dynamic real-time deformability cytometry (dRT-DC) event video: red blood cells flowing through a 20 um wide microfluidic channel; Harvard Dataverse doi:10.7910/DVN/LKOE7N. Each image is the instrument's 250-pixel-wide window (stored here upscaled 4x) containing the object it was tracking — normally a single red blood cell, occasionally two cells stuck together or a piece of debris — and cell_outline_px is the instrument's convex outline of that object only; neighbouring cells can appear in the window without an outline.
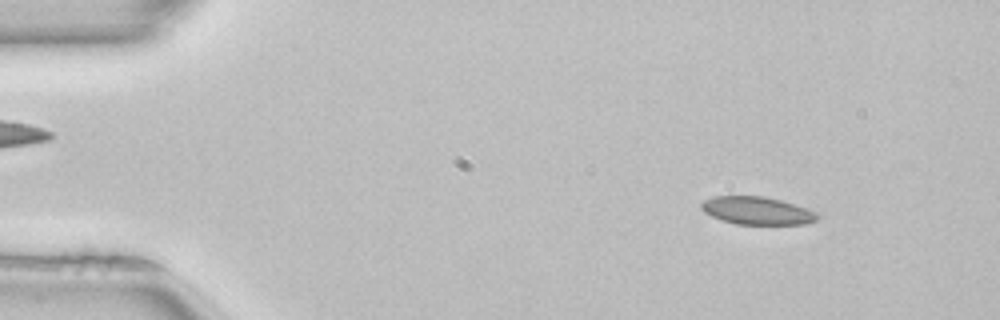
{"species": "common noctule bat (a hibernating species)", "species_latin": "Nyctalus noctula", "temperature_condition": "room temperature", "stored_images_in_passage": 51, "camera_frame_rate_fps": 3000, "um_per_image_px": 0.085, "animal": {"sex": "female", "body_mass_g": 22.7, "forearm_length_mm": 54.2}, "frame": {"image": 1, "passage_image": 6, "time_ms": 1.667, "image_size_px": [1000, 320], "cell_outline_px": [[820, 216], [816, 220], [804, 224], [736, 224], [712, 216], [704, 212], [700, 208], [700, 204], [704, 200], [712, 196], [764, 196], [780, 200], [816, 212]], "centroid_in_image_um": [64.31, 17.9], "position_along_channel_um": 20.7, "area_um2": 18.61}}
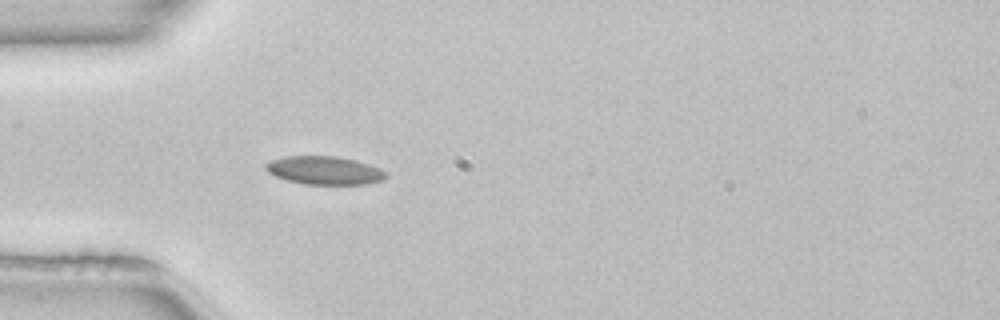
{"frame": {"image": 2, "passage_image": 15, "time_ms": 4.667, "image_size_px": [1000, 320], "cell_outline_px": [[388, 176], [384, 180], [368, 184], [304, 184], [288, 180], [276, 176], [268, 172], [264, 168], [264, 164], [272, 160], [284, 156], [336, 156], [356, 160], [380, 168], [388, 172]], "centroid_in_image_um": [27.62, 14.48], "position_along_channel_um": 57.4, "area_um2": 19.94}}
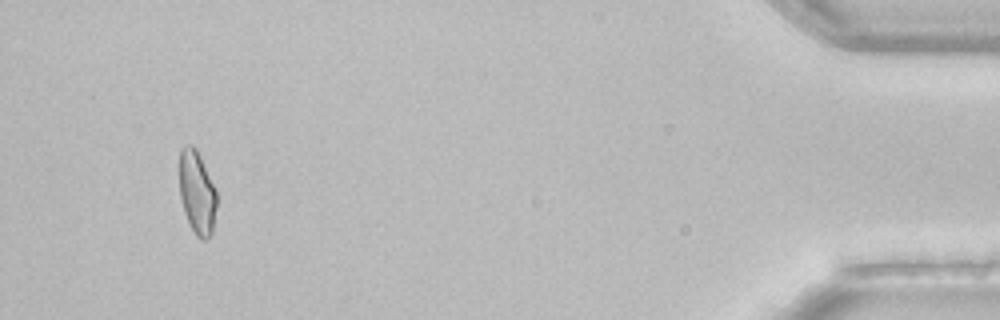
{"frame": {"image": 3, "passage_image": 48, "time_ms": 15.667, "image_size_px": [1000, 320], "cell_outline_px": [[216, 208], [212, 232], [204, 240], [200, 240], [196, 236], [184, 212], [180, 196], [180, 148], [184, 144], [192, 144], [196, 148], [200, 156], [216, 192]], "centroid_in_image_um": [16.73, 16.34], "position_along_channel_um": 418.5, "area_um2": 17.86}, "authors_computed_cell_mechanics": {"area_um2": 18.6116, "velocity_mm_per_s": 4.0137, "shape_relaxation_time_tau1_ms": null, "shape_relaxation_time_tau2_ms": 1.7488, "deformation_change_tau1": null, "deformation_change_tau2": 0.0598}}